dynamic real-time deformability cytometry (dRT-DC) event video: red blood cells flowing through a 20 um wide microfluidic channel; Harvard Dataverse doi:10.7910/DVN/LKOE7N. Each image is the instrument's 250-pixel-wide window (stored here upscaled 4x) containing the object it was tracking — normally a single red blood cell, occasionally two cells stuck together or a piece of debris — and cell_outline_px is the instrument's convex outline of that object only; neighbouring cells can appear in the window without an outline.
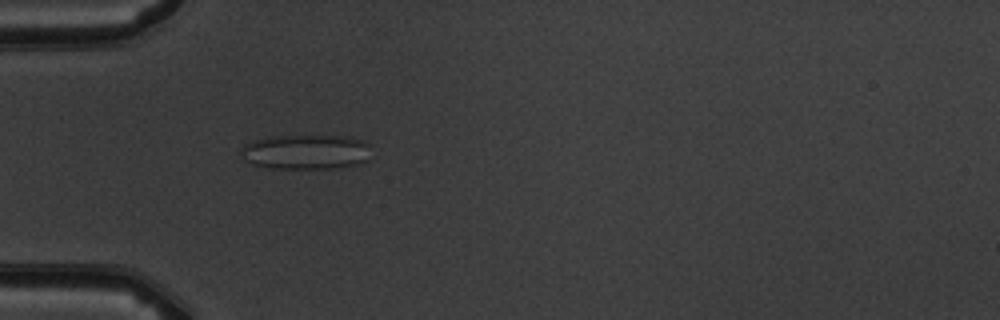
{"species": "common noctule bat (a hibernating species)", "species_latin": "Nyctalus noctula", "temperature_condition": "warm", "stored_images_in_passage": 5, "camera_frame_rate_fps": 3000, "um_per_image_px": 0.085, "animal": {"sex": "male", "body_mass_g": 19.5, "forearm_length_mm": 54.6}, "frame": {"image": 1, "passage_image": 5, "time_ms": 4.667, "image_size_px": [1000, 320], "cell_outline_px": [[368, 160], [340, 168], [272, 168], [252, 164], [244, 160], [240, 156], [240, 148], [244, 144], [268, 136], [344, 136], [364, 140], [368, 144]], "centroid_in_image_um": [25.95, 12.91], "position_along_channel_um": 59.0, "area_um2": 26.41}}